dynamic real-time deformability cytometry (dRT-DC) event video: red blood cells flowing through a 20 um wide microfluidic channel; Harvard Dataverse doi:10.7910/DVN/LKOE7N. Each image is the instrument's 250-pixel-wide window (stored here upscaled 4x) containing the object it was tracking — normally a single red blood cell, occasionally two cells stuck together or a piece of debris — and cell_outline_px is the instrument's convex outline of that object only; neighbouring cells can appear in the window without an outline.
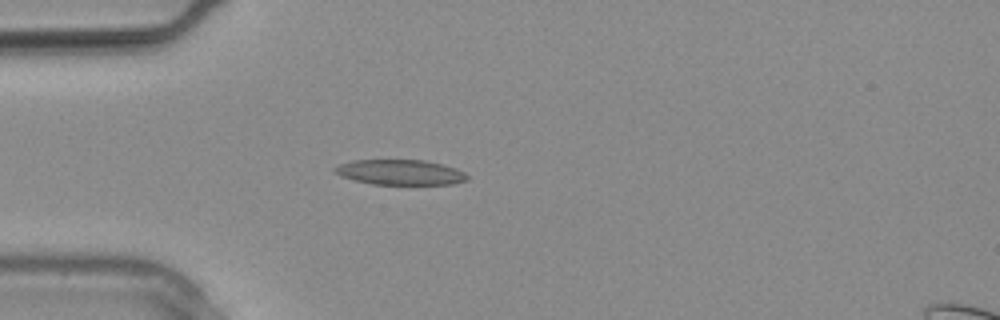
{"species": "common noctule bat (a hibernating species)", "species_latin": "Nyctalus noctula", "temperature_condition": "warm", "stored_images_in_passage": 14, "camera_frame_rate_fps": 3000, "um_per_image_px": 0.085, "animal": {"sex": "male", "body_mass_g": 20.4}, "frame": {"image": 1, "passage_image": 7, "time_ms": 2.0, "image_size_px": [1000, 320], "cell_outline_px": [[468, 176], [464, 180], [448, 184], [376, 184], [344, 176], [336, 172], [336, 168], [344, 164], [360, 160], [420, 160], [452, 168]], "centroid_in_image_um": [34.04, 14.65], "position_along_channel_um": 51.0, "area_um2": 18.09}}